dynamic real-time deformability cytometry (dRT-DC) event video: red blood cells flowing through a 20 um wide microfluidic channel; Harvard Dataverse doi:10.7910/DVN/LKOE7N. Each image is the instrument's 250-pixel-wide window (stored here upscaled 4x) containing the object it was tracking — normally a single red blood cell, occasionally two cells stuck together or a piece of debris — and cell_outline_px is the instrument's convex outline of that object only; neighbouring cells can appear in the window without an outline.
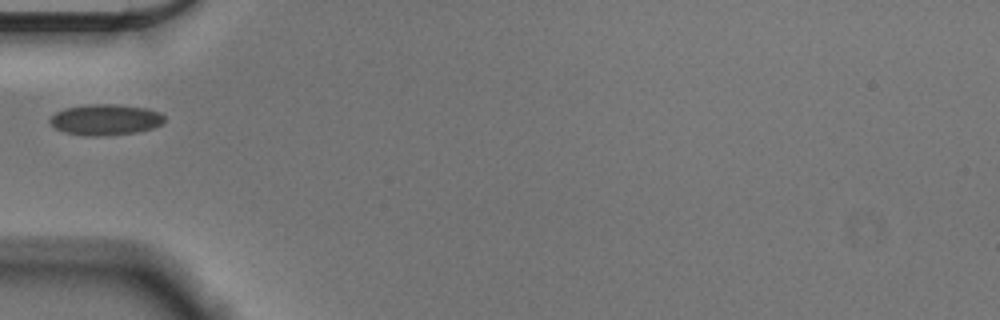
{"species": "Egyptian fruit bat (a non-hibernating species)", "species_latin": "Rousettus aegyptiacus", "temperature_condition": "cold", "stored_images_in_passage": 3, "camera_frame_rate_fps": 3000, "um_per_image_px": 0.085, "animal": {"sex": "male"}, "frame": {"image": 1, "passage_image": 1, "time_ms": 0.0, "image_size_px": [1000, 320], "cell_outline_px": [[164, 120], [160, 124], [152, 128], [136, 132], [104, 136], [88, 136], [64, 132], [56, 128], [48, 120], [56, 112], [64, 108], [88, 104], [116, 104], [148, 108], [160, 112], [164, 116]], "centroid_in_image_um": [8.96, 10.16], "position_along_channel_um": 76.0, "area_um2": 20.63}}